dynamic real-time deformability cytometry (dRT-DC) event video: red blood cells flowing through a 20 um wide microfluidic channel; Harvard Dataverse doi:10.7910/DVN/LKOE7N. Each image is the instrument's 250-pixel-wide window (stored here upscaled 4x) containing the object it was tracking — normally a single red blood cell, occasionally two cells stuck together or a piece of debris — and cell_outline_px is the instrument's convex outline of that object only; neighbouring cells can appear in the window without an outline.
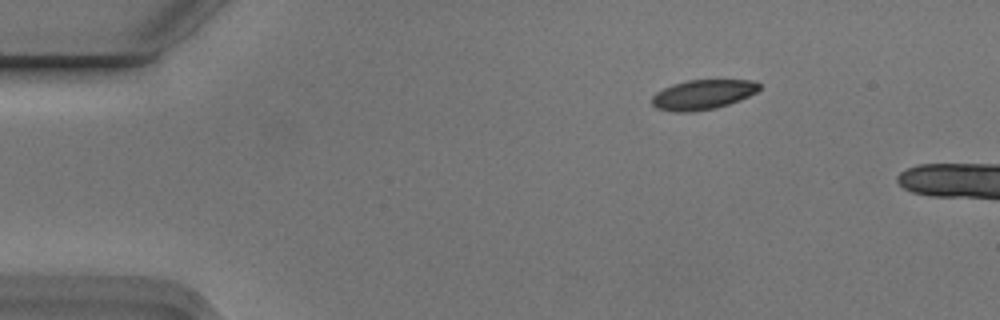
{"species": "Egyptian fruit bat (a non-hibernating species)", "species_latin": "Rousettus aegyptiacus", "temperature_condition": "cold", "stored_images_in_passage": 2, "camera_frame_rate_fps": 3000, "um_per_image_px": 0.085, "animal": {"sex": "male"}, "frame": {"image": 1, "passage_image": 1, "time_ms": 0.0, "image_size_px": [1000, 320], "cell_outline_px": [[760, 88], [756, 92], [740, 100], [716, 108], [692, 112], [672, 112], [656, 108], [652, 104], [652, 96], [656, 92], [672, 84], [688, 80], [752, 80], [760, 84]], "centroid_in_image_um": [59.72, 8.05], "position_along_channel_um": 25.3, "area_um2": 18.67}}